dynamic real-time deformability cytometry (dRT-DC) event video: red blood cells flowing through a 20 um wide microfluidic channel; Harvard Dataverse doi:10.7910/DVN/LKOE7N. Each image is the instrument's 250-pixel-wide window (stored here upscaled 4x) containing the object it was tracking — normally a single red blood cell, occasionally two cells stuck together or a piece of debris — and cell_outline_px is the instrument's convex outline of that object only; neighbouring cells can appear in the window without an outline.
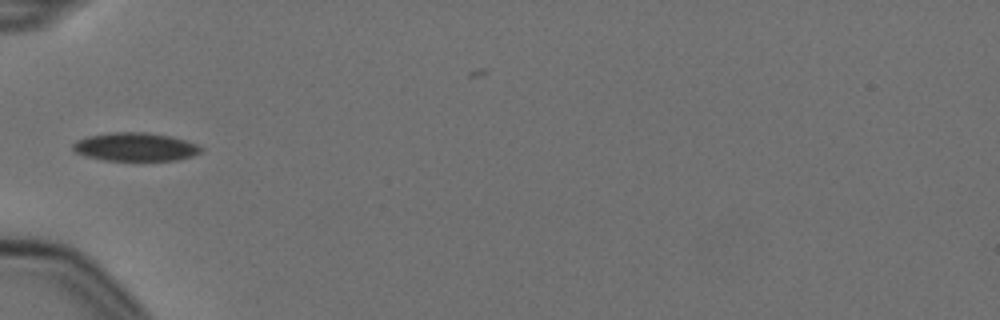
{"species": "Egyptian fruit bat (a non-hibernating species)", "species_latin": "Rousettus aegyptiacus", "temperature_condition": "cold", "stored_images_in_passage": 7, "camera_frame_rate_fps": 3000, "um_per_image_px": 0.085, "animal": {"sex": "female"}, "frame": {"image": 1, "passage_image": 5, "time_ms": 1.333, "image_size_px": [1000, 320], "cell_outline_px": [[204, 148], [200, 152], [192, 156], [180, 160], [100, 160], [84, 156], [76, 152], [72, 148], [72, 144], [76, 140], [88, 136], [112, 132], [148, 132], [172, 136], [196, 144]], "centroid_in_image_um": [11.49, 12.48], "position_along_channel_um": 73.5, "area_um2": 21.33}}
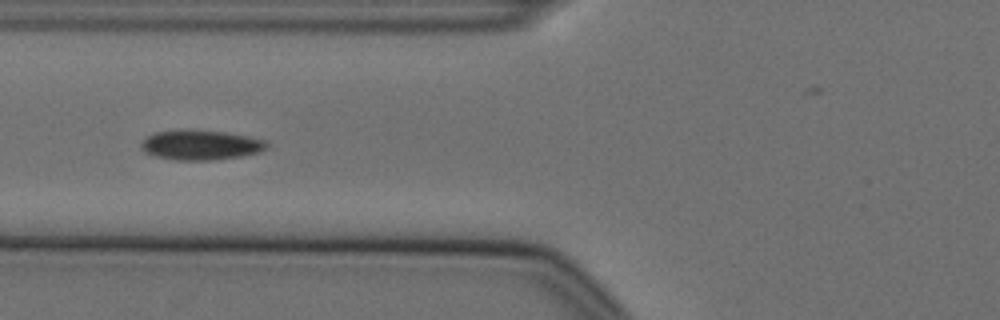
{"frame": {"image": 2, "passage_image": 6, "time_ms": 1.667, "image_size_px": [1000, 320], "cell_outline_px": [[268, 148], [260, 152], [244, 156], [220, 160], [172, 160], [152, 156], [144, 152], [140, 148], [140, 144], [148, 136], [156, 132], [228, 132], [268, 140]], "centroid_in_image_um": [17.13, 12.38], "position_along_channel_um": 108.7, "area_um2": 21.62}}